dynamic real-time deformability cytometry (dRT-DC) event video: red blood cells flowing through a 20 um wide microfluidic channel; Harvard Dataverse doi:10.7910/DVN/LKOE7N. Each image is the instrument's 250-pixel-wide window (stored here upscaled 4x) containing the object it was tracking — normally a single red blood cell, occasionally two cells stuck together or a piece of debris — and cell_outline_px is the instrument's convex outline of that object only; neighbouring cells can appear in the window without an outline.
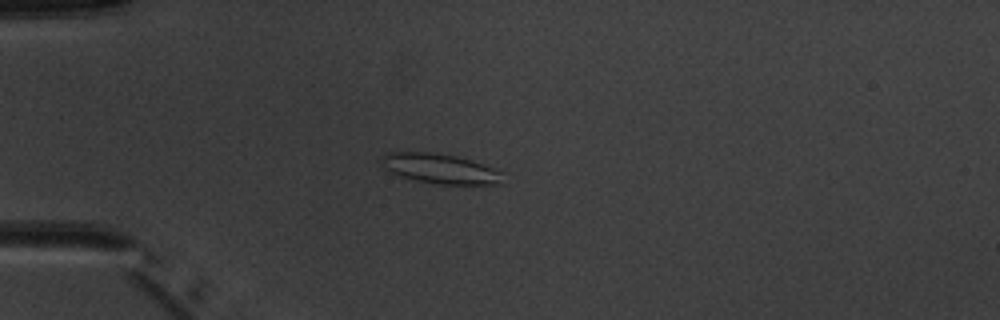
{"species": "common noctule bat (a hibernating species)", "species_latin": "Nyctalus noctula", "temperature_condition": "warm", "stored_images_in_passage": 7, "camera_frame_rate_fps": 3000, "um_per_image_px": 0.085, "animal": {"sex": "male", "body_mass_g": 20.1, "forearm_length_mm": 53.5}, "frame": {"image": 1, "passage_image": 5, "time_ms": 4.667, "image_size_px": [1000, 320], "cell_outline_px": [[504, 184], [440, 184], [416, 180], [400, 176], [384, 168], [380, 156], [384, 152], [432, 152], [456, 156], [492, 168], [500, 172]], "centroid_in_image_um": [37.35, 14.33], "position_along_channel_um": 47.6, "area_um2": 20.81}}
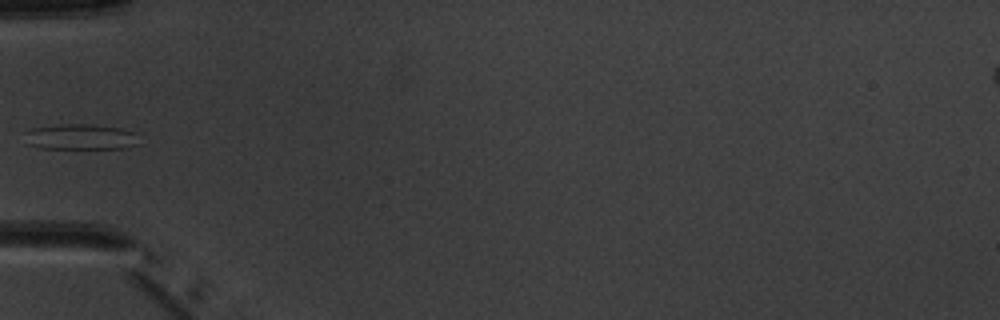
{"frame": {"image": 2, "passage_image": 6, "time_ms": 6.0, "image_size_px": [1000, 320], "cell_outline_px": [[140, 144], [124, 148], [40, 148], [28, 144], [24, 132], [32, 128], [60, 124], [88, 124], [120, 128], [136, 132]], "centroid_in_image_um": [6.87, 11.63], "position_along_channel_um": 78.1, "area_um2": 17.11}}
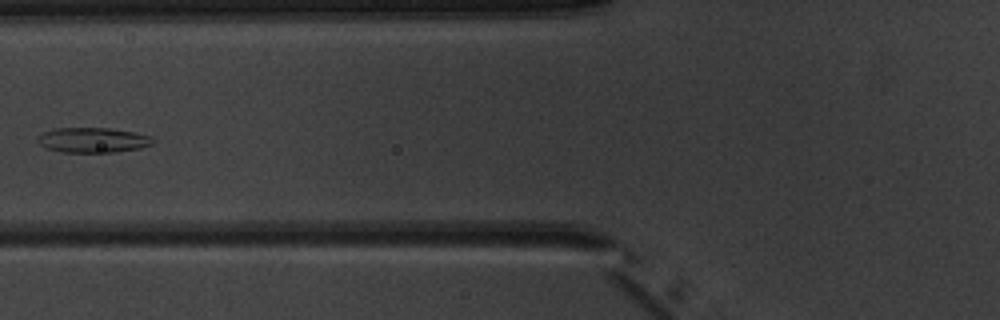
{"frame": {"image": 3, "passage_image": 7, "time_ms": 7.0, "image_size_px": [1000, 320], "cell_outline_px": [[156, 140], [152, 144], [140, 148], [116, 152], [60, 152], [48, 148], [40, 144], [36, 140], [36, 136], [44, 132], [56, 128], [108, 128], [132, 132], [152, 136]], "centroid_in_image_um": [7.89, 11.91], "position_along_channel_um": 117.9, "area_um2": 16.82}}